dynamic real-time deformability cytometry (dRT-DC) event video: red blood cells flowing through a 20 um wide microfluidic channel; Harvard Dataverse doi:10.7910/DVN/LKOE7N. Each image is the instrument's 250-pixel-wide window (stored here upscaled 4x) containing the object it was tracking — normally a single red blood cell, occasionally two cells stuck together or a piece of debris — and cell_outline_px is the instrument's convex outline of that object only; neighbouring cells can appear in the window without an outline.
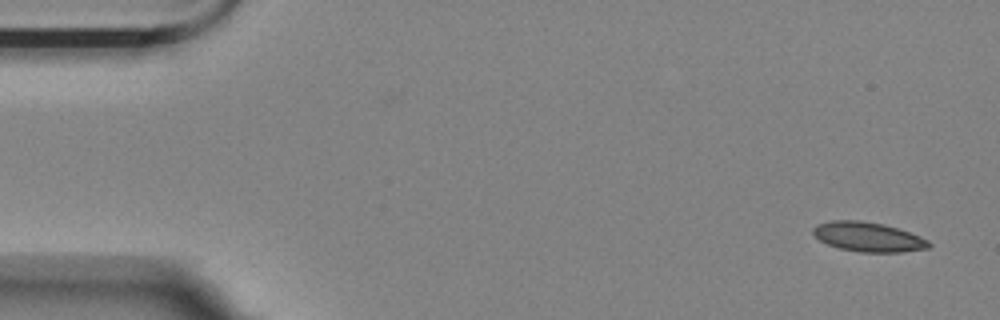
{"species": "Egyptian fruit bat (a non-hibernating species)", "species_latin": "Rousettus aegyptiacus", "temperature_condition": "room temperature", "stored_images_in_passage": 5, "camera_frame_rate_fps": 3000, "um_per_image_px": 0.085, "animal": {"sex": "female"}, "frame": {"image": 1, "passage_image": 1, "time_ms": 0.0, "image_size_px": [1000, 320], "cell_outline_px": [[932, 244], [928, 248], [904, 252], [860, 252], [840, 248], [828, 244], [820, 240], [812, 232], [812, 228], [816, 224], [832, 220], [860, 220], [884, 224], [920, 236], [928, 240]], "centroid_in_image_um": [73.79, 20.13], "position_along_channel_um": 11.2, "area_um2": 19.88}}
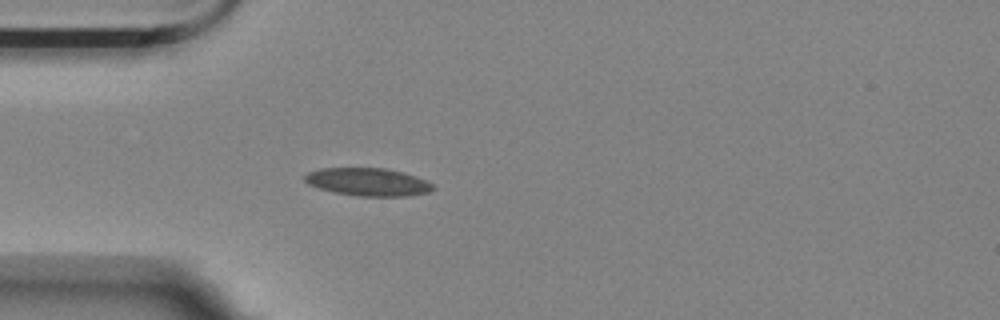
{"frame": {"image": 2, "passage_image": 5, "time_ms": 1.333, "image_size_px": [1000, 320], "cell_outline_px": [[436, 188], [428, 192], [404, 196], [360, 196], [332, 192], [308, 184], [304, 180], [304, 176], [308, 172], [320, 168], [384, 168], [400, 172], [424, 180], [432, 184]], "centroid_in_image_um": [31.22, 15.47], "position_along_channel_um": 53.8, "area_um2": 20.52}}